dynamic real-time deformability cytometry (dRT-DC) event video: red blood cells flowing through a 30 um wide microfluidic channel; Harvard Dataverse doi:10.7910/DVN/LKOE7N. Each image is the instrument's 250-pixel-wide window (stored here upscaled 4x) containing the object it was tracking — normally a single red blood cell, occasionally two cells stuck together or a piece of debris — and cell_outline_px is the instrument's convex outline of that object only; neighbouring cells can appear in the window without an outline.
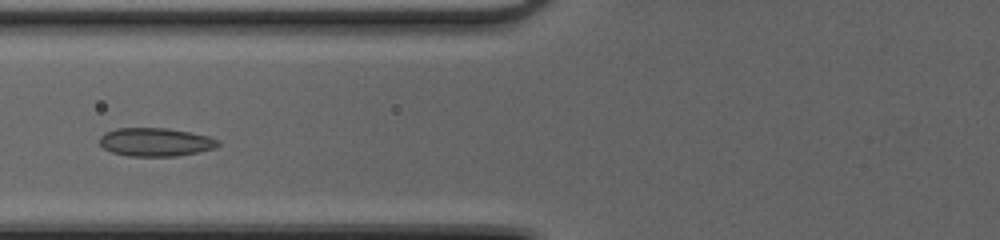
{"species": "common noctule bat (a hibernating species)", "species_latin": "Nyctalus noctula", "temperature_condition": "cold", "stored_images_in_passage": 19, "camera_frame_rate_fps": 3000, "um_per_image_px": 0.085, "animal": {"sex": "female", "body_mass_g": 20.0, "forearm_length_mm": 54.0}, "frame": {"image": 1, "passage_image": 14, "time_ms": 4.333, "image_size_px": [1000, 240], "cell_outline_px": [[220, 144], [216, 148], [176, 156], [128, 156], [112, 152], [104, 148], [100, 144], [100, 136], [104, 132], [116, 128], [168, 128], [208, 136], [220, 140]], "centroid_in_image_um": [13.21, 12.07], "position_along_channel_um": 112.6, "area_um2": 19.59}}